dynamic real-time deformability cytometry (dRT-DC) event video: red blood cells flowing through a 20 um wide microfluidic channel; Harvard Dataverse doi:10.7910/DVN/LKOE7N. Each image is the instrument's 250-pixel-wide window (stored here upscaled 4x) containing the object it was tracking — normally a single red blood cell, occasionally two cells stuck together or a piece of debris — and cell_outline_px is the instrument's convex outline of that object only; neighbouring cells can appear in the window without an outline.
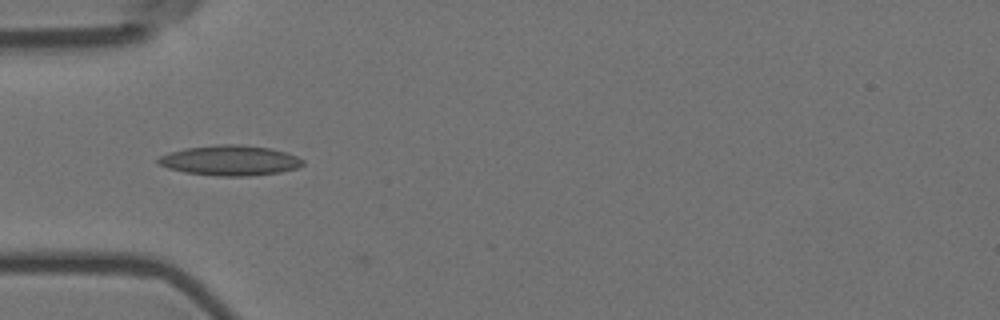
{"species": "Egyptian fruit bat (a non-hibernating species)", "species_latin": "Rousettus aegyptiacus", "temperature_condition": "room temperature", "stored_images_in_passage": 18, "camera_frame_rate_fps": 3000, "um_per_image_px": 0.085, "animal": {"sex": "female"}, "frame": {"image": 1, "passage_image": 1, "time_ms": 0.0, "image_size_px": [1000, 320], "cell_outline_px": [[304, 164], [300, 168], [280, 172], [248, 176], [216, 176], [184, 172], [168, 168], [156, 164], [156, 160], [160, 156], [168, 152], [184, 148], [216, 144], [240, 144], [272, 148], [296, 156], [304, 160]], "centroid_in_image_um": [19.53, 13.63], "position_along_channel_um": 65.5, "area_um2": 25.78}}
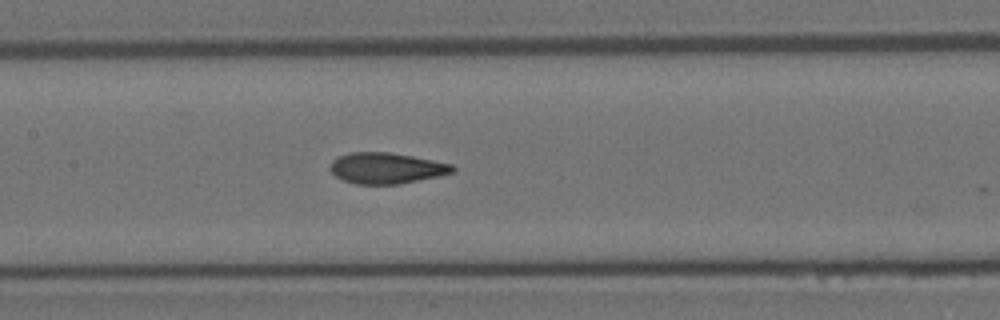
{"frame": {"image": 2, "passage_image": 10, "time_ms": 3.0, "image_size_px": [1000, 320], "cell_outline_px": [[456, 172], [440, 176], [400, 184], [356, 184], [344, 180], [336, 176], [328, 168], [332, 160], [348, 152], [388, 152], [412, 156], [452, 164], [456, 168]], "centroid_in_image_um": [32.86, 14.29], "position_along_channel_um": 174.5, "area_um2": 22.2}}
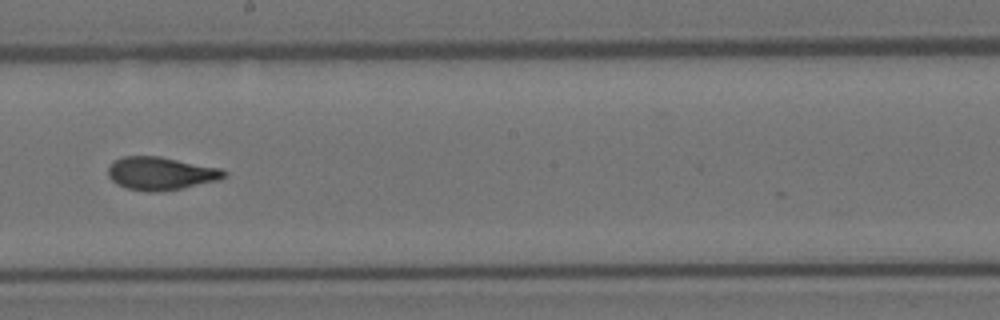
{"frame": {"image": 3, "passage_image": 15, "time_ms": 4.667, "image_size_px": [1000, 320], "cell_outline_px": [[228, 172], [224, 176], [216, 180], [180, 188], [156, 192], [148, 192], [128, 188], [116, 184], [108, 176], [108, 168], [112, 160], [124, 156], [160, 156], [220, 168]], "centroid_in_image_um": [13.61, 14.72], "position_along_channel_um": 234.6, "area_um2": 22.14}}